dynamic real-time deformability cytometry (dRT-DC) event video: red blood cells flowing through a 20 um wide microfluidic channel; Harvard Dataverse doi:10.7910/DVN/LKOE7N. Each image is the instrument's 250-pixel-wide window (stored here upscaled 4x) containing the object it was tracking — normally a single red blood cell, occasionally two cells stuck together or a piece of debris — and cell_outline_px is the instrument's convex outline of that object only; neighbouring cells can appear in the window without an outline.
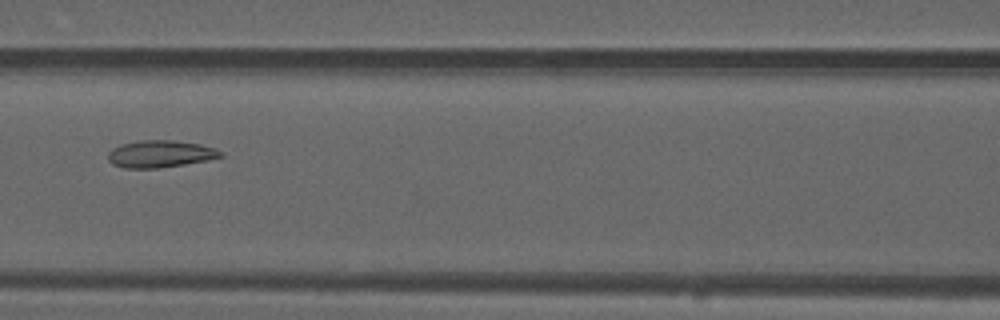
{"species": "common noctule bat (a hibernating species)", "species_latin": "Nyctalus noctula", "temperature_condition": "warm", "stored_images_in_passage": 24, "camera_frame_rate_fps": 3000, "um_per_image_px": 0.085, "animal": {"sex": "male", "forearm_length_mm": 52.5}, "frame": {"image": 1, "passage_image": 9, "time_ms": 2.667, "image_size_px": [1000, 320], "cell_outline_px": [[224, 156], [208, 160], [184, 164], [156, 168], [124, 168], [112, 164], [108, 160], [108, 152], [112, 148], [120, 144], [140, 140], [172, 140], [200, 144], [216, 148], [224, 152]], "centroid_in_image_um": [13.63, 13.08], "position_along_channel_um": 153.0, "area_um2": 17.92}}
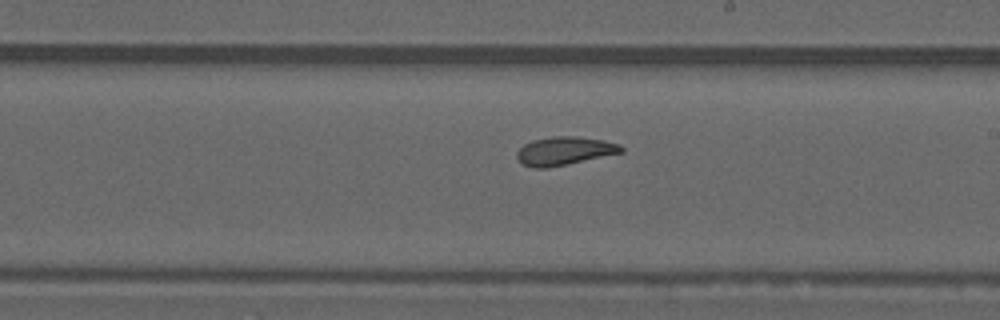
{"frame": {"image": 2, "passage_image": 16, "time_ms": 5.0, "image_size_px": [1000, 320], "cell_outline_px": [[624, 152], [568, 164], [548, 168], [532, 168], [520, 164], [516, 156], [516, 152], [524, 144], [532, 140], [552, 136], [576, 136], [604, 140], [620, 144], [624, 148]], "centroid_in_image_um": [47.96, 12.83], "position_along_channel_um": 241.0, "area_um2": 17.51}}
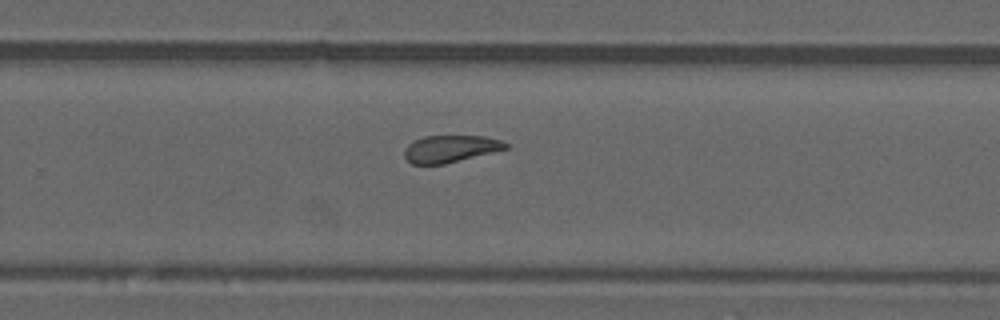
{"frame": {"image": 3, "passage_image": 20, "time_ms": 6.333, "image_size_px": [1000, 320], "cell_outline_px": [[508, 148], [444, 164], [412, 164], [404, 156], [404, 148], [408, 144], [424, 136], [484, 136], [500, 140], [508, 144]], "centroid_in_image_um": [38.26, 12.64], "position_along_channel_um": 291.5, "area_um2": 15.78}}